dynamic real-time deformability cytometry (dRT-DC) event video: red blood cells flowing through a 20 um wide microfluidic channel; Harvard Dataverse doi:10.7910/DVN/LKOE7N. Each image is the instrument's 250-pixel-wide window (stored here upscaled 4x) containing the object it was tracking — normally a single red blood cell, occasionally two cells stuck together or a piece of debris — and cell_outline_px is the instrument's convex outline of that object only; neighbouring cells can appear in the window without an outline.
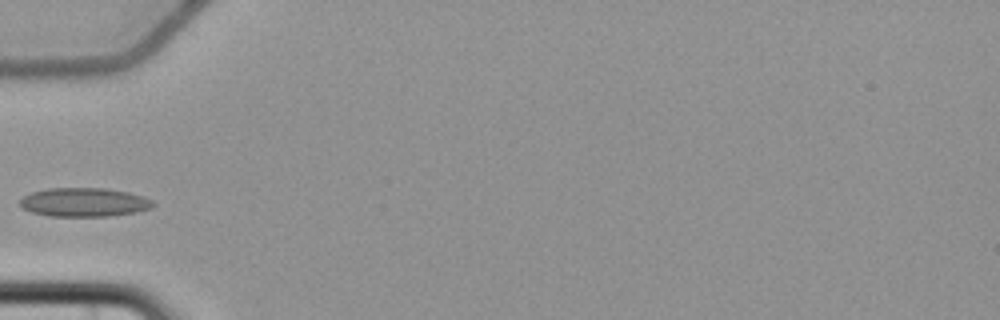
{"species": "common noctule bat (a hibernating species)", "species_latin": "Nyctalus noctula", "temperature_condition": "cold", "stored_images_in_passage": 4, "camera_frame_rate_fps": 3000, "um_per_image_px": 0.085, "animal": {"sex": "female", "body_mass_g": 22.7, "forearm_length_mm": 54.2}, "frame": {"image": 1, "passage_image": 4, "time_ms": 3.667, "image_size_px": [1000, 320], "cell_outline_px": [[156, 204], [152, 208], [136, 212], [108, 216], [48, 216], [32, 212], [24, 208], [20, 204], [20, 200], [24, 196], [32, 192], [48, 188], [104, 188], [128, 192], [152, 200]], "centroid_in_image_um": [7.16, 17.19], "position_along_channel_um": 77.8, "area_um2": 22.25}}